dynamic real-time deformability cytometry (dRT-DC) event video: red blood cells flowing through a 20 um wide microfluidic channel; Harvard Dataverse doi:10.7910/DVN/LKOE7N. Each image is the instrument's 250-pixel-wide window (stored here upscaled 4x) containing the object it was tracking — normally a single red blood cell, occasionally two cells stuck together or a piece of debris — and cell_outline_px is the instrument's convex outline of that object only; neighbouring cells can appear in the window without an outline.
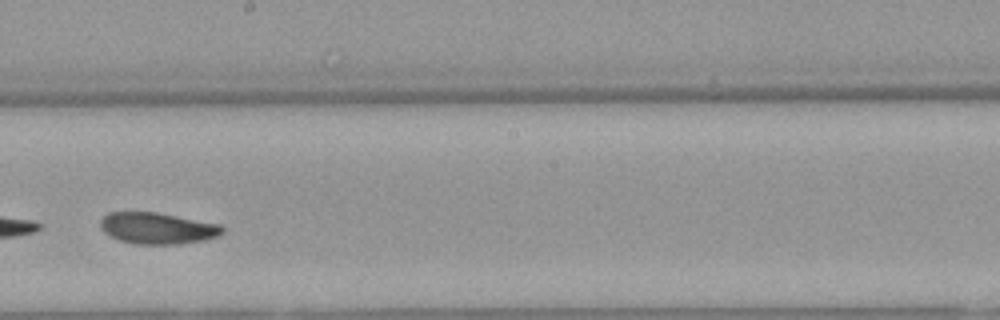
{"species": "Egyptian fruit bat (a non-hibernating species)", "species_latin": "Rousettus aegyptiacus", "temperature_condition": "warm", "stored_images_in_passage": 35, "camera_frame_rate_fps": 3000, "um_per_image_px": 0.085, "animal": {"sex": "female"}, "frame": {"image": 1, "passage_image": 21, "time_ms": 6.667, "image_size_px": [1000, 320], "cell_outline_px": [[224, 232], [216, 236], [204, 240], [180, 244], [132, 244], [108, 236], [100, 228], [100, 220], [108, 212], [156, 212], [220, 224], [224, 228]], "centroid_in_image_um": [13.35, 19.4], "position_along_channel_um": 234.8, "area_um2": 22.43}}
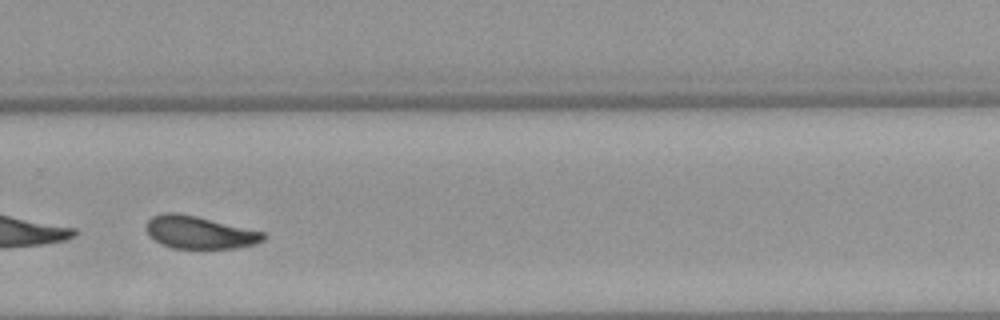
{"frame": {"image": 2, "passage_image": 27, "time_ms": 8.667, "image_size_px": [1000, 320], "cell_outline_px": [[268, 236], [264, 240], [256, 244], [236, 248], [172, 248], [160, 244], [144, 228], [148, 220], [152, 216], [164, 212], [176, 212], [196, 216], [264, 232]], "centroid_in_image_um": [16.96, 19.75], "position_along_channel_um": 312.8, "area_um2": 22.25}}
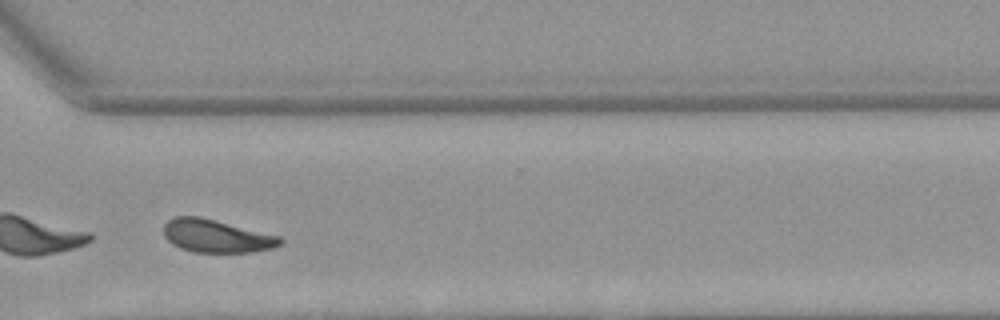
{"frame": {"image": 3, "passage_image": 30, "time_ms": 9.667, "image_size_px": [1000, 320], "cell_outline_px": [[284, 240], [280, 244], [272, 248], [252, 252], [196, 252], [180, 248], [172, 244], [164, 236], [164, 224], [168, 220], [176, 216], [200, 216], [280, 236]], "centroid_in_image_um": [18.38, 20.06], "position_along_channel_um": 352.2, "area_um2": 22.31}, "authors_computed_cell_mechanics": {"area_um2": 22.9466, "velocity_mm_per_s": 3.8876, "shape_relaxation_time_tau1_ms": 0.8477, "shape_relaxation_time_tau2_ms": 5.8798, "deformation_change_tau1": 0.2483, "deformation_change_tau2": 0.1265}}